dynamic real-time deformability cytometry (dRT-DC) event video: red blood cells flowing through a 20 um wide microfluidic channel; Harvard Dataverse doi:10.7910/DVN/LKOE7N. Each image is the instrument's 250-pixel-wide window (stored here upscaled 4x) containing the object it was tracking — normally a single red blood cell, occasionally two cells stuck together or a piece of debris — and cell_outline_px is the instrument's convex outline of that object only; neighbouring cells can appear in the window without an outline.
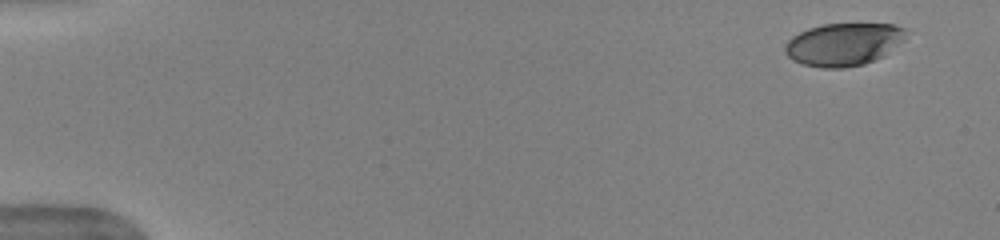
{"species": "human", "species_latin": "Homo sapiens", "temperature_condition": "warm", "stored_images_in_passage": 49, "camera_frame_rate_fps": 3000, "um_per_image_px": 0.085, "donor": {"sex": "female"}, "frame": {"image": 1, "passage_image": 1, "time_ms": 0.0, "image_size_px": [1000, 240], "cell_outline_px": [[908, 28], [904, 40], [884, 56], [864, 64], [844, 68], [820, 68], [804, 64], [792, 60], [784, 52], [784, 48], [788, 40], [792, 36], [808, 28], [824, 24], [896, 24]], "centroid_in_image_um": [71.72, 3.76], "position_along_channel_um": 13.3, "area_um2": 30.35}}
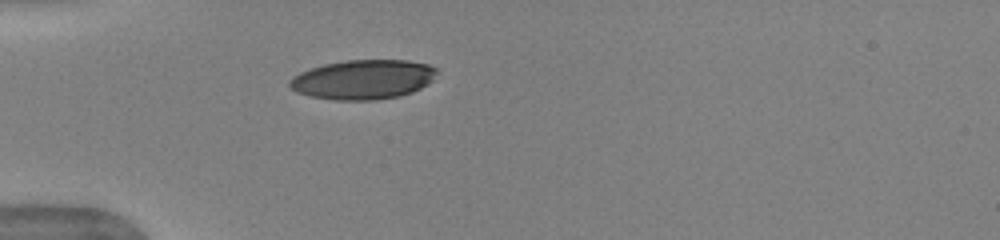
{"frame": {"image": 2, "passage_image": 14, "time_ms": 4.333, "image_size_px": [1000, 240], "cell_outline_px": [[436, 72], [432, 80], [428, 84], [412, 92], [400, 96], [372, 100], [332, 100], [312, 96], [296, 92], [288, 84], [288, 80], [292, 76], [300, 72], [324, 64], [348, 60], [408, 60], [428, 64], [436, 68]], "centroid_in_image_um": [30.85, 6.76], "position_along_channel_um": 54.1, "area_um2": 33.87}}
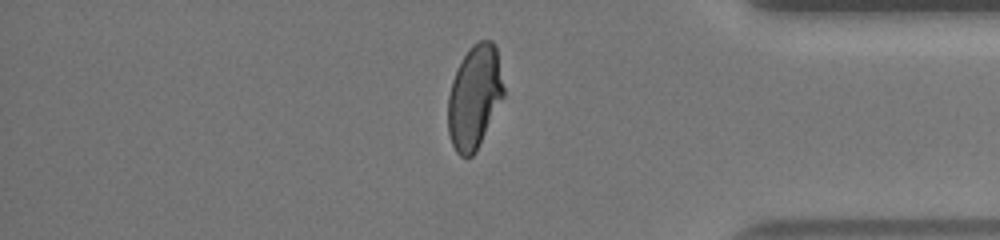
{"frame": {"image": 3, "passage_image": 42, "time_ms": 13.667, "image_size_px": [1000, 240], "cell_outline_px": [[504, 96], [476, 152], [472, 156], [460, 156], [456, 152], [452, 144], [448, 132], [448, 96], [452, 80], [468, 48], [472, 44], [480, 40], [492, 40], [496, 44], [504, 88]], "centroid_in_image_um": [40.34, 8.23], "position_along_channel_um": 394.9, "area_um2": 33.58}, "authors_computed_cell_mechanics": {"area_um2": 34.7378, "velocity_mm_per_s": 3.982, "shape_relaxation_time_tau1_ms": 4.9085, "shape_relaxation_time_tau2_ms": 0.9969, "deformation_change_tau1": 0.1976, "deformation_change_tau2": 0.066}}